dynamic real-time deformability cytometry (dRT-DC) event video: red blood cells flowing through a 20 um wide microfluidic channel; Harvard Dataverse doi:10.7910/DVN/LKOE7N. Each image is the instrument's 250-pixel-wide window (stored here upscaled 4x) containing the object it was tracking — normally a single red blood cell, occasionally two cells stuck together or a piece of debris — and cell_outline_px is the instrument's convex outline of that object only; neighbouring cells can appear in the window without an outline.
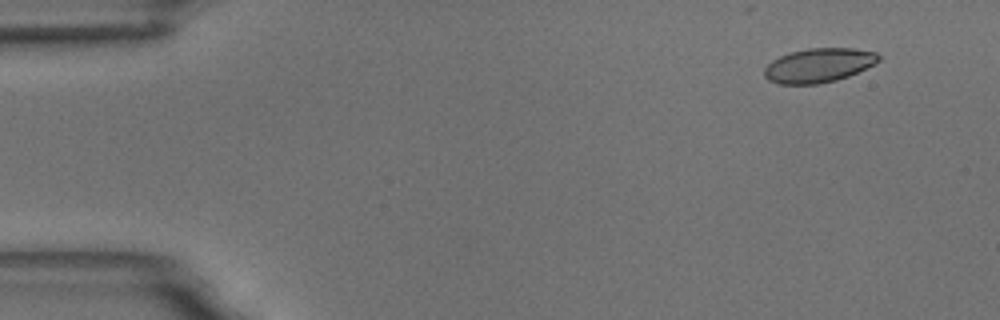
{"species": "common noctule bat (a hibernating species)", "species_latin": "Nyctalus noctula", "temperature_condition": "room temperature", "stored_images_in_passage": 13, "camera_frame_rate_fps": 3000, "um_per_image_px": 0.085, "animal": {"sex": "male", "body_mass_g": 18.8}, "frame": {"image": 1, "passage_image": 1, "time_ms": 0.0, "image_size_px": [1000, 320], "cell_outline_px": [[880, 60], [848, 76], [836, 80], [820, 84], [780, 84], [768, 80], [764, 76], [764, 68], [772, 60], [780, 56], [792, 52], [808, 48], [852, 48], [876, 52], [880, 56]], "centroid_in_image_um": [69.56, 5.55], "position_along_channel_um": 15.4, "area_um2": 22.6}}